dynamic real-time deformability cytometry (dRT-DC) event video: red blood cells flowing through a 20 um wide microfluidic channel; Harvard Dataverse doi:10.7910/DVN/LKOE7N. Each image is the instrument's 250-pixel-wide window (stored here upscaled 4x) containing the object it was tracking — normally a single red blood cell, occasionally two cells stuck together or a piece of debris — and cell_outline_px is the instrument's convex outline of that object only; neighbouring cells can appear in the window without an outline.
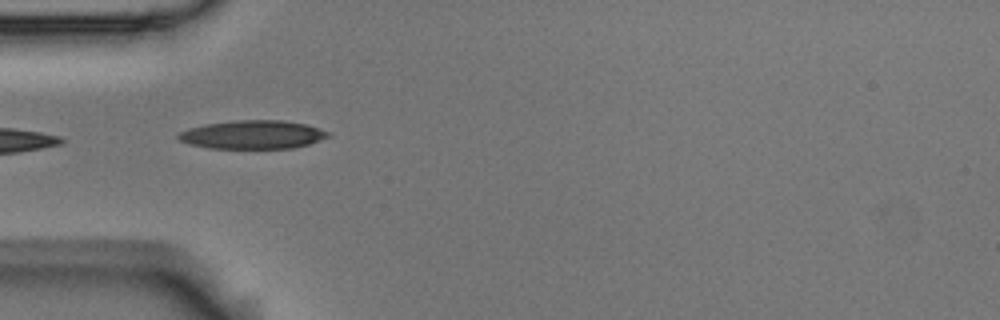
{"species": "Egyptian fruit bat (a non-hibernating species)", "species_latin": "Rousettus aegyptiacus", "temperature_condition": "room temperature", "stored_images_in_passage": 2, "camera_frame_rate_fps": 3000, "um_per_image_px": 0.085, "animal": {"sex": "male"}, "frame": {"image": 1, "passage_image": 1, "time_ms": 0.0, "image_size_px": [1000, 320], "cell_outline_px": [[332, 136], [308, 144], [292, 148], [208, 148], [188, 144], [180, 140], [176, 136], [180, 132], [188, 128], [204, 124], [236, 120], [280, 120], [308, 124], [332, 132]], "centroid_in_image_um": [21.51, 11.44], "position_along_channel_um": 63.5, "area_um2": 25.09}}
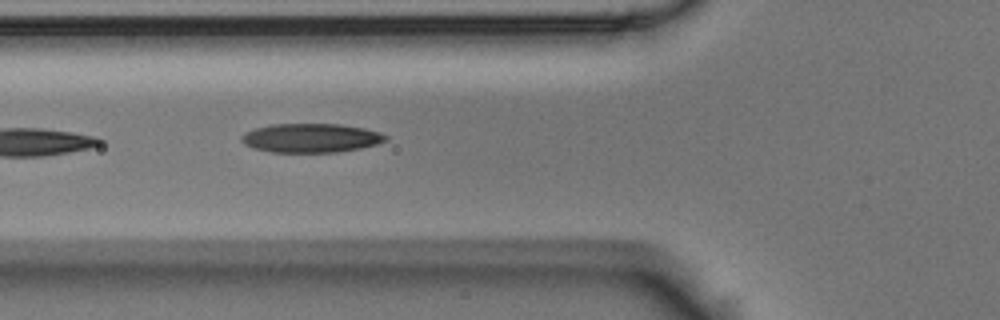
{"frame": {"image": 2, "passage_image": 2, "time_ms": 0.333, "image_size_px": [1000, 320], "cell_outline_px": [[388, 140], [376, 144], [360, 148], [336, 152], [272, 152], [252, 148], [244, 144], [240, 140], [240, 136], [244, 132], [252, 128], [272, 124], [340, 124], [364, 128], [380, 132], [388, 136]], "centroid_in_image_um": [26.39, 11.72], "position_along_channel_um": 99.4, "area_um2": 24.57}}